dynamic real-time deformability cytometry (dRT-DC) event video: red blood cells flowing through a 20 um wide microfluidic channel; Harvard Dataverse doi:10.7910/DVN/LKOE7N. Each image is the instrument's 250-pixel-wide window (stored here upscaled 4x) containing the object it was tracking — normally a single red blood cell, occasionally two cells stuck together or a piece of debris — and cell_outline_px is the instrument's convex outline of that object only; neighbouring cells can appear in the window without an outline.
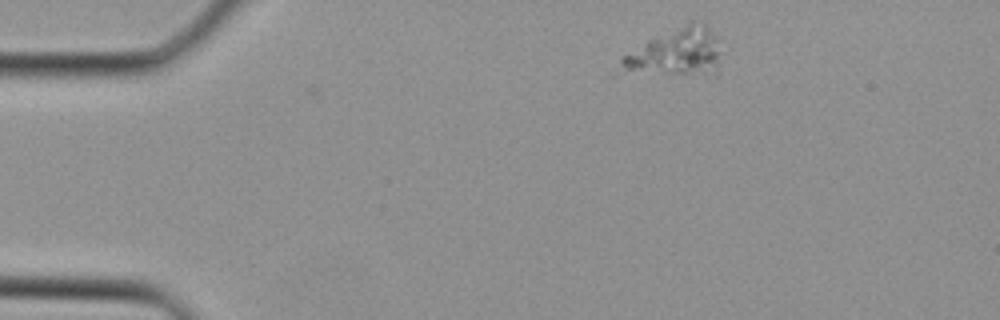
{"species": "Egyptian fruit bat (a non-hibernating species)", "species_latin": "Rousettus aegyptiacus", "temperature_condition": "cold", "stored_images_in_passage": 33, "camera_frame_rate_fps": 3000, "um_per_image_px": 0.085, "animal": {"sex": "female"}, "frame": {"image": 1, "passage_image": 1, "time_ms": 0.0, "image_size_px": [1000, 320], "cell_outline_px": [[728, 52], [720, 76], [604, 76], [624, 56], [648, 40], [656, 36], [692, 20], [704, 24], [708, 28]], "centroid_in_image_um": [57.42, 4.64], "position_along_channel_um": 27.6, "area_um2": 31.62}}
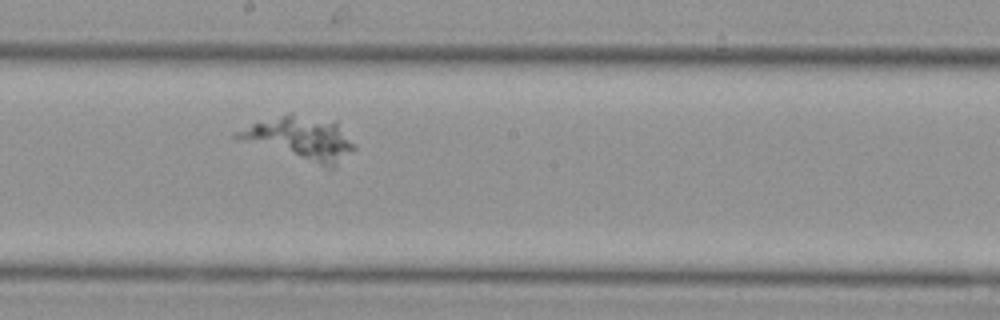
{"frame": {"image": 2, "passage_image": 16, "time_ms": 5.0, "image_size_px": [1000, 320], "cell_outline_px": [[356, 148], [332, 168], [328, 168], [232, 136], [232, 132], [252, 124], [284, 116], [292, 116], [336, 120]], "centroid_in_image_um": [25.6, 11.79], "position_along_channel_um": 222.6, "area_um2": 27.86}}
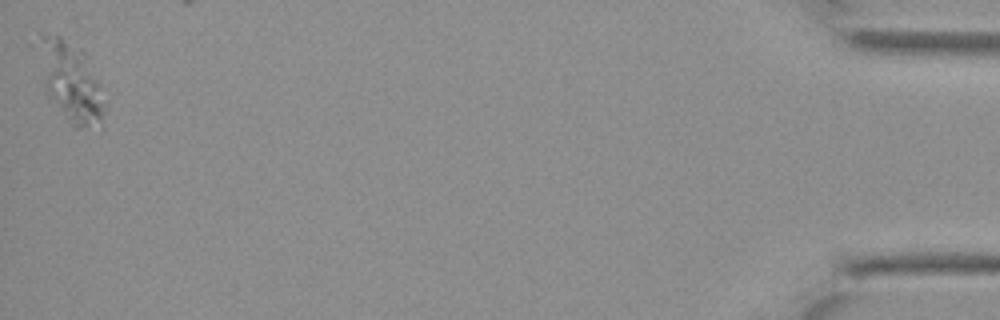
{"frame": {"image": 3, "passage_image": 33, "time_ms": 10.667, "image_size_px": [1000, 320], "cell_outline_px": [[104, 112], [100, 120], [80, 128], [72, 128], [48, 96], [44, 88], [40, 36], [60, 36], [84, 52], [100, 84], [104, 104]], "centroid_in_image_um": [6.04, 6.98], "position_along_channel_um": 429.2, "area_um2": 29.13}}